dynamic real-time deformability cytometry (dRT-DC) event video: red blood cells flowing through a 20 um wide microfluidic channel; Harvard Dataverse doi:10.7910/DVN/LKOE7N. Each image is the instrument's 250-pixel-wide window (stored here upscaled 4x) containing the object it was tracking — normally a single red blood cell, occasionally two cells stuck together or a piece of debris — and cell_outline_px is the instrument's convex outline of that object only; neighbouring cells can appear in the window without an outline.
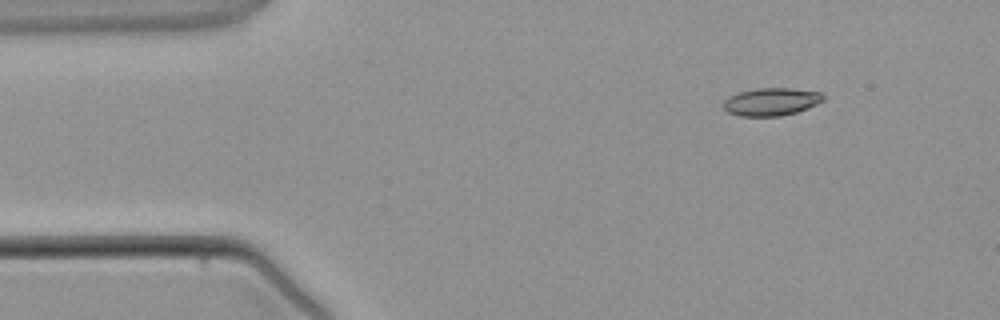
{"species": "common noctule bat (a hibernating species)", "species_latin": "Nyctalus noctula", "temperature_condition": "warm", "stored_images_in_passage": 3, "segment_of_instrument_passage": [1, 2], "camera_frame_rate_fps": 3000, "um_per_image_px": 0.085, "animal": {"sex": "male", "body_mass_g": 21.5, "forearm_length_mm": 52.0}, "frame": {"image": 1, "passage_image": 1, "time_ms": 0.0, "image_size_px": [1000, 320], "cell_outline_px": [[824, 100], [816, 104], [796, 112], [780, 116], [740, 116], [728, 112], [724, 108], [724, 100], [728, 96], [740, 92], [756, 88], [792, 88], [820, 92], [824, 96]], "centroid_in_image_um": [65.55, 8.64], "position_along_channel_um": 19.5, "area_um2": 16.07}}